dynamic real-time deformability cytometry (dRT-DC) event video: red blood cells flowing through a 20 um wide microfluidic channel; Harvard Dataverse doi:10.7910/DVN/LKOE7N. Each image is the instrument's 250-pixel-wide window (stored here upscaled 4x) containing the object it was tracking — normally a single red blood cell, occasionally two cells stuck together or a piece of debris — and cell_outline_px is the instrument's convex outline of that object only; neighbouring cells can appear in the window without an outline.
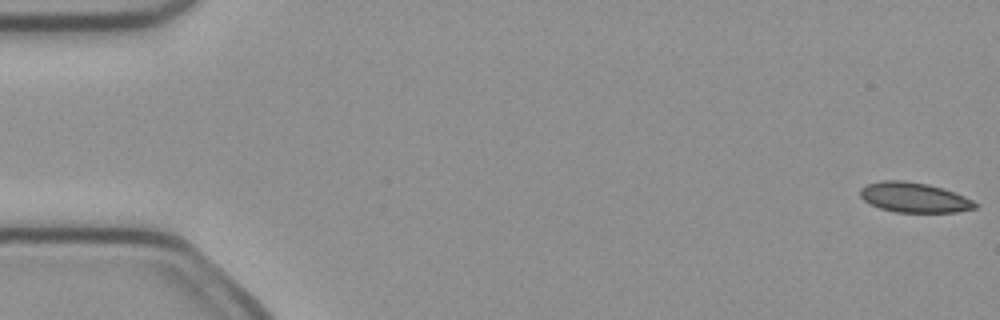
{"species": "common noctule bat (a hibernating species)", "species_latin": "Nyctalus noctula", "temperature_condition": "cold", "stored_images_in_passage": 5, "camera_frame_rate_fps": 3000, "um_per_image_px": 0.085, "animal": {"sex": "female", "body_mass_g": 21.9}, "frame": {"image": 1, "passage_image": 1, "time_ms": 0.0, "image_size_px": [1000, 320], "cell_outline_px": [[976, 208], [956, 212], [896, 212], [880, 208], [864, 200], [860, 196], [860, 188], [868, 184], [880, 180], [904, 180], [928, 184], [944, 188], [964, 196], [972, 200], [976, 204]], "centroid_in_image_um": [77.69, 16.77], "position_along_channel_um": 7.3, "area_um2": 20.0}}
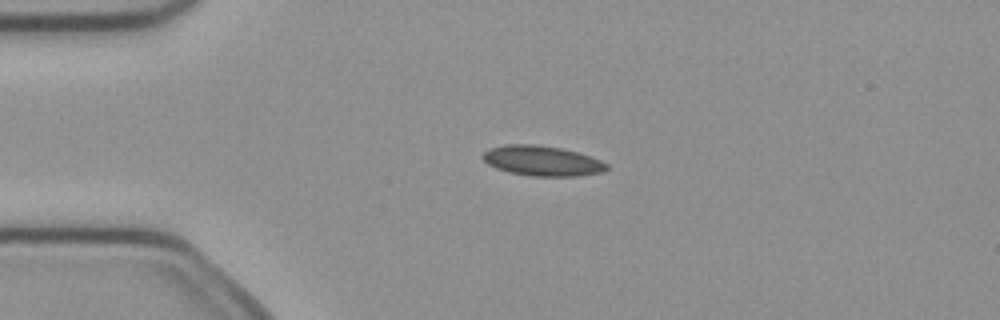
{"frame": {"image": 2, "passage_image": 4, "time_ms": 1.0, "image_size_px": [1000, 320], "cell_outline_px": [[608, 168], [604, 172], [576, 176], [532, 176], [508, 172], [496, 168], [488, 164], [480, 156], [488, 148], [504, 144], [536, 144], [564, 148], [600, 160], [608, 164]], "centroid_in_image_um": [46.05, 13.66], "position_along_channel_um": 38.9, "area_um2": 21.91}}